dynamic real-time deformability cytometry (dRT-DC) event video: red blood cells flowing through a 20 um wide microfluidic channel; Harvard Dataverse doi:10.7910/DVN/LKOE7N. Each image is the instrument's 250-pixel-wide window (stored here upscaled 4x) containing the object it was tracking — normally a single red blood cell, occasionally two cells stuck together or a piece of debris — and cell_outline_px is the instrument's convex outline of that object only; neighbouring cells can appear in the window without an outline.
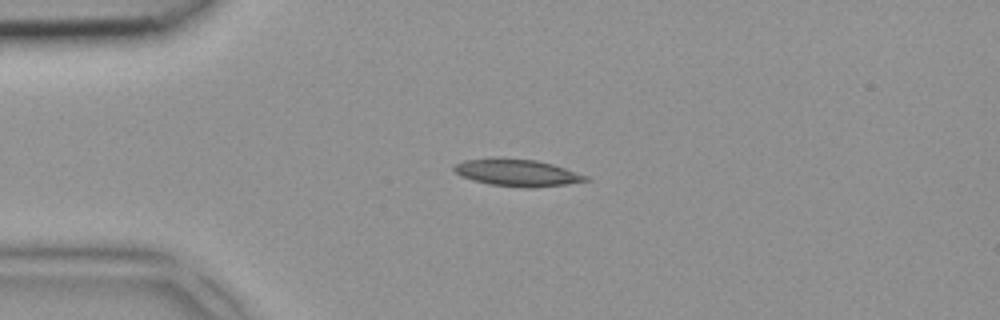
{"species": "common noctule bat (a hibernating species)", "species_latin": "Nyctalus noctula", "temperature_condition": "room temperature", "stored_images_in_passage": 2, "camera_frame_rate_fps": 3000, "um_per_image_px": 0.085, "animal": {"sex": "female", "body_mass_g": 18.4}, "frame": {"image": 1, "passage_image": 2, "time_ms": 0.333, "image_size_px": [1000, 320], "cell_outline_px": [[592, 180], [568, 184], [532, 188], [488, 184], [472, 180], [460, 176], [452, 168], [456, 164], [464, 160], [536, 160], [552, 164], [588, 176]], "centroid_in_image_um": [44.02, 14.72], "position_along_channel_um": 41.0, "area_um2": 20.0}}